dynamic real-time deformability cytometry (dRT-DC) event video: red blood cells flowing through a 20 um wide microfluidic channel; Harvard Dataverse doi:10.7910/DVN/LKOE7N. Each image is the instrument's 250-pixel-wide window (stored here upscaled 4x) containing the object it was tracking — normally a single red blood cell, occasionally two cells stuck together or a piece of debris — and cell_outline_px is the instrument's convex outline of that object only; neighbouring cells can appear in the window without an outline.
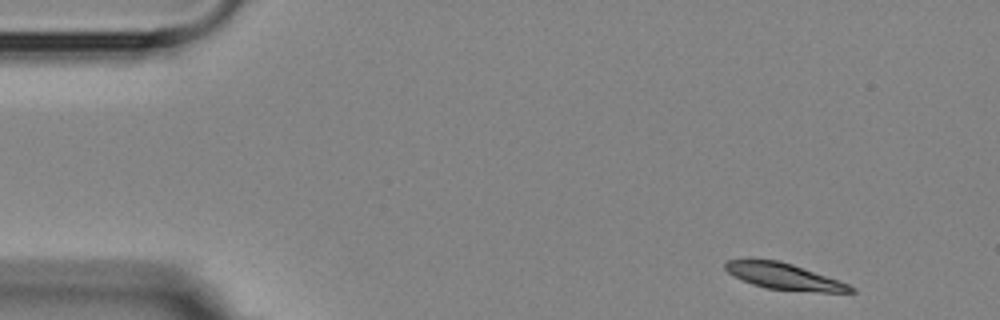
{"species": "Egyptian fruit bat (a non-hibernating species)", "species_latin": "Rousettus aegyptiacus", "temperature_condition": "room temperature", "stored_images_in_passage": 4, "camera_frame_rate_fps": 3000, "um_per_image_px": 0.085, "animal": {"sex": "female"}, "frame": {"image": 1, "passage_image": 1, "time_ms": 0.0, "image_size_px": [1000, 320], "cell_outline_px": [[856, 292], [820, 292], [764, 288], [752, 284], [728, 272], [724, 268], [724, 264], [728, 260], [780, 260], [792, 264], [848, 284], [856, 288]], "centroid_in_image_um": [66.66, 23.5], "position_along_channel_um": 18.3, "area_um2": 18.73}}
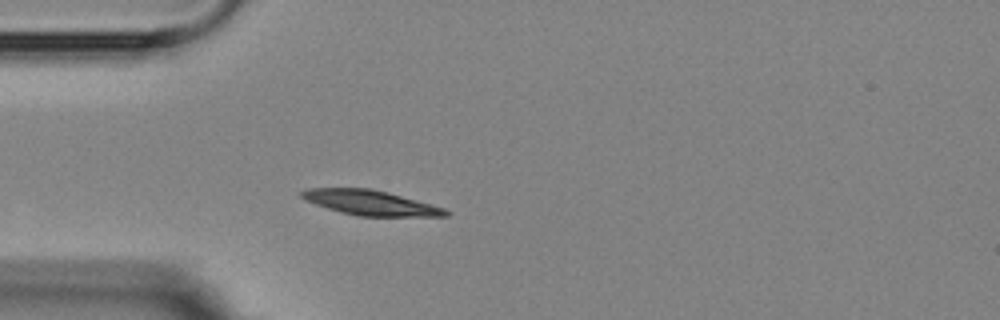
{"frame": {"image": 2, "passage_image": 4, "time_ms": 3.333, "image_size_px": [1000, 320], "cell_outline_px": [[452, 212], [448, 216], [356, 216], [340, 212], [304, 200], [300, 196], [300, 192], [304, 188], [372, 188], [388, 192], [444, 208]], "centroid_in_image_um": [31.46, 17.23], "position_along_channel_um": 53.5, "area_um2": 20.92}}